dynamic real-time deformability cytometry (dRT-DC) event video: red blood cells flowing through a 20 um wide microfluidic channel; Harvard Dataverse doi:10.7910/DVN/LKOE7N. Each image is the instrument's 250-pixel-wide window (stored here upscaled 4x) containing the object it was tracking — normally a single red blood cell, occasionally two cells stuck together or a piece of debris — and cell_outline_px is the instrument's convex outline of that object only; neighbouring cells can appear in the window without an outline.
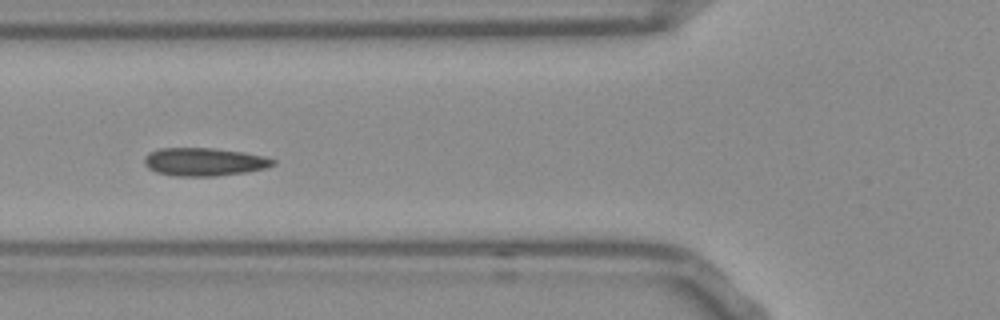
{"species": "Egyptian fruit bat (a non-hibernating species)", "species_latin": "Rousettus aegyptiacus", "temperature_condition": "room temperature", "stored_images_in_passage": 17, "camera_frame_rate_fps": 3000, "um_per_image_px": 0.085, "frame": {"image": 1, "passage_image": 8, "time_ms": 2.333, "image_size_px": [1000, 320], "cell_outline_px": [[276, 164], [264, 168], [244, 172], [212, 176], [176, 176], [156, 172], [148, 168], [144, 164], [144, 156], [148, 152], [160, 148], [212, 148], [244, 152], [264, 156], [276, 160]], "centroid_in_image_um": [17.32, 13.75], "position_along_channel_um": 108.5, "area_um2": 21.04}}